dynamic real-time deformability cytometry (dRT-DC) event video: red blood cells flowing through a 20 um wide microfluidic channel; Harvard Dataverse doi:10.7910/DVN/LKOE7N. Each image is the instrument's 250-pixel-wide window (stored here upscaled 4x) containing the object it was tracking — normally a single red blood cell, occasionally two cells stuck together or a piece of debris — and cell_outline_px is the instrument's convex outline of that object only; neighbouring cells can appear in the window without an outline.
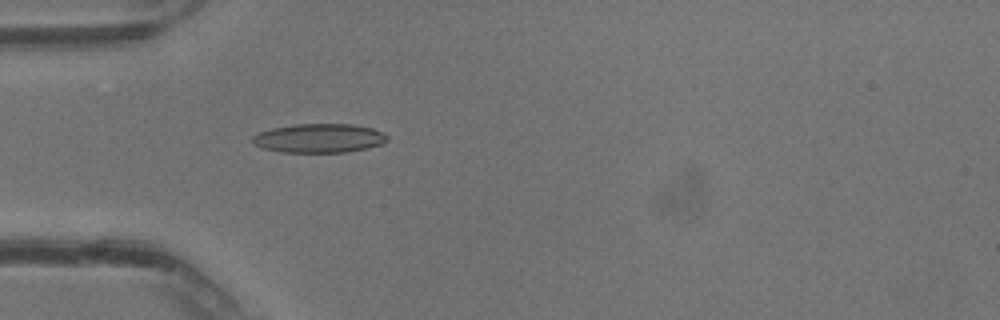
{"species": "common noctule bat (a hibernating species)", "species_latin": "Nyctalus noctula", "temperature_condition": "warm", "stored_images_in_passage": 22, "camera_frame_rate_fps": 3000, "um_per_image_px": 0.085, "animal": {"sex": "male", "body_mass_g": 13.3}, "frame": {"image": 1, "passage_image": 12, "time_ms": 3.667, "image_size_px": [1000, 320], "cell_outline_px": [[388, 140], [384, 144], [368, 148], [348, 152], [280, 152], [264, 148], [252, 144], [252, 136], [260, 132], [272, 128], [296, 124], [352, 124], [372, 128], [388, 136]], "centroid_in_image_um": [27.14, 11.75], "position_along_channel_um": 57.9, "area_um2": 22.83}}
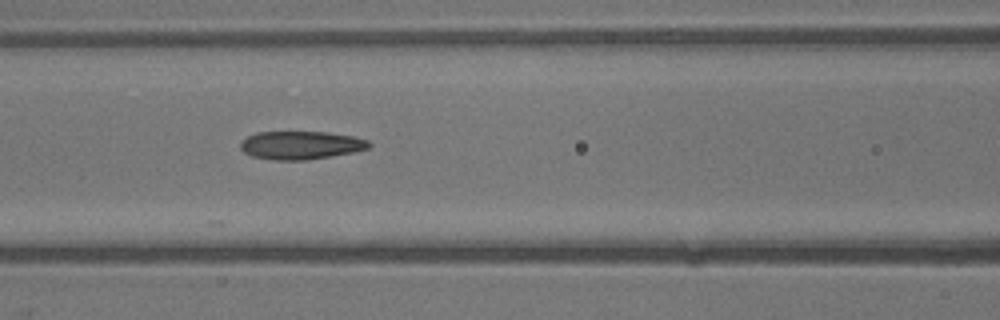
{"frame": {"image": 2, "passage_image": 17, "time_ms": 5.333, "image_size_px": [1000, 320], "cell_outline_px": [[372, 144], [368, 148], [356, 152], [308, 160], [276, 160], [252, 156], [244, 152], [240, 148], [240, 140], [256, 132], [328, 132], [352, 136], [368, 140]], "centroid_in_image_um": [25.57, 12.34], "position_along_channel_um": 141.0, "area_um2": 21.27}}
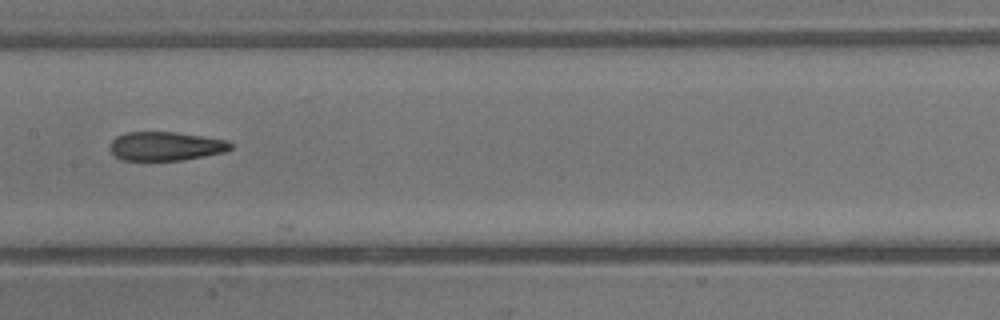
{"frame": {"image": 3, "passage_image": 20, "time_ms": 6.333, "image_size_px": [1000, 320], "cell_outline_px": [[232, 148], [224, 152], [184, 160], [124, 160], [116, 156], [108, 148], [112, 140], [116, 136], [124, 132], [176, 132], [228, 140], [232, 144]], "centroid_in_image_um": [14.08, 12.42], "position_along_channel_um": 193.3, "area_um2": 20.35}}